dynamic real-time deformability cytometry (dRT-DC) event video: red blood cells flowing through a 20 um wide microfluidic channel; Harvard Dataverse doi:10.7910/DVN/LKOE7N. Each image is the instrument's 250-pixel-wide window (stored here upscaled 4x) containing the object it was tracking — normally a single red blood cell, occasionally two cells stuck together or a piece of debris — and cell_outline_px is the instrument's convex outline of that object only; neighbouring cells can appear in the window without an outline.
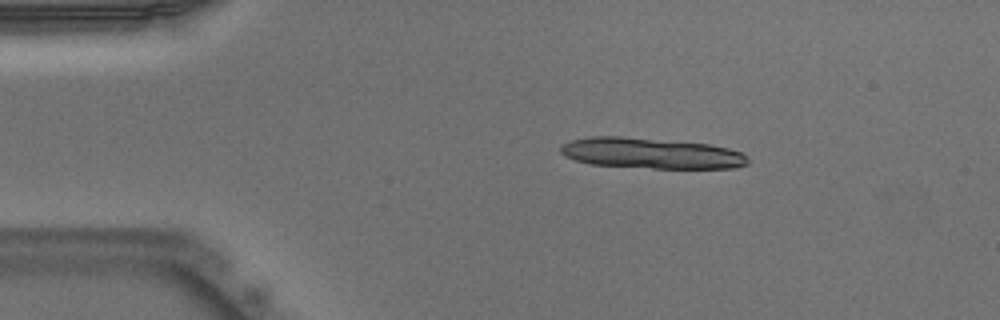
{"species": "Egyptian fruit bat (a non-hibernating species)", "species_latin": "Rousettus aegyptiacus", "temperature_condition": "warm", "stored_images_in_passage": 17, "camera_frame_rate_fps": 3000, "um_per_image_px": 0.085, "animal": {"sex": "male"}, "frame": {"image": 1, "passage_image": 8, "time_ms": 2.333, "image_size_px": [1000, 320], "cell_outline_px": [[748, 164], [736, 168], [652, 168], [592, 164], [576, 160], [564, 156], [560, 152], [560, 148], [564, 144], [572, 140], [592, 136], [620, 136], [708, 144], [728, 148], [740, 152], [748, 156]], "centroid_in_image_um": [55.36, 13.03], "position_along_channel_um": 29.6, "area_um2": 33.29}}